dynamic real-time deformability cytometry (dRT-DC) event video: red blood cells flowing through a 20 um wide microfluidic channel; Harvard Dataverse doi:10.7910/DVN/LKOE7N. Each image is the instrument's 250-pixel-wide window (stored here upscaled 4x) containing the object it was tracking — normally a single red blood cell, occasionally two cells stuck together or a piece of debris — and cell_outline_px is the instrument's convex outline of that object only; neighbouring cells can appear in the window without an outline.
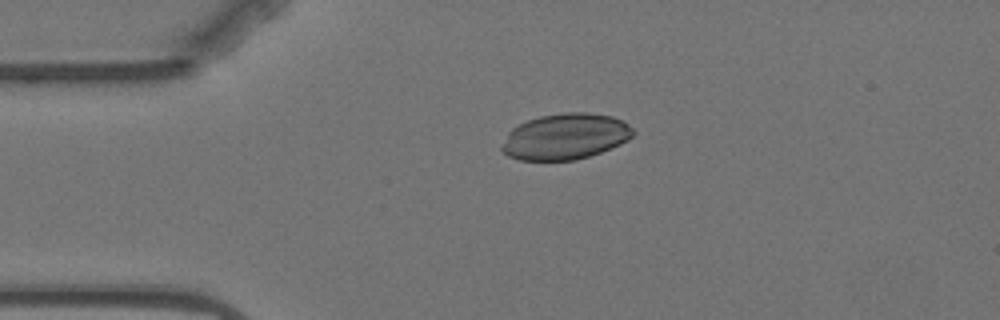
{"species": "Egyptian fruit bat (a non-hibernating species)", "species_latin": "Rousettus aegyptiacus", "temperature_condition": "warm", "stored_images_in_passage": 4, "camera_frame_rate_fps": 3000, "um_per_image_px": 0.085, "animal": {"sex": "female"}, "frame": {"image": 1, "passage_image": 3, "time_ms": 3.333, "image_size_px": [1000, 320], "cell_outline_px": [[636, 132], [628, 140], [620, 144], [600, 152], [576, 160], [520, 160], [508, 156], [500, 148], [508, 132], [512, 128], [528, 120], [540, 116], [564, 112], [588, 112], [612, 116], [624, 120]], "centroid_in_image_um": [48.07, 11.6], "position_along_channel_um": 36.9, "area_um2": 35.2}}